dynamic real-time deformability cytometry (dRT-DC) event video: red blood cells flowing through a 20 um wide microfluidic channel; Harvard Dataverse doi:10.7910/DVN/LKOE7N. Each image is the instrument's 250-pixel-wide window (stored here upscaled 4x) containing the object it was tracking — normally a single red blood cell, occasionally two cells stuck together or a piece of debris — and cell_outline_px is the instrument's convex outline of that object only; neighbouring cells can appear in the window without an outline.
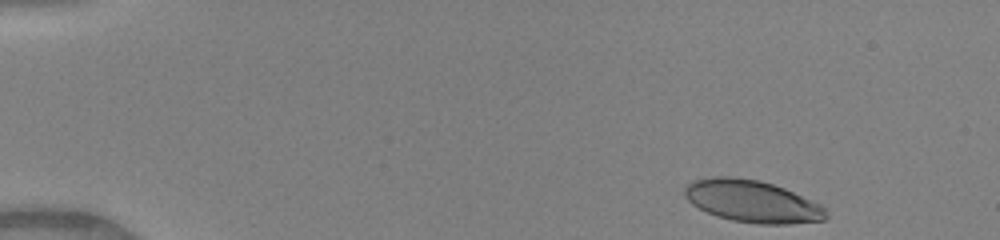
{"species": "human", "species_latin": "Homo sapiens", "temperature_condition": "warm", "stored_images_in_passage": 32, "camera_frame_rate_fps": 3000, "um_per_image_px": 0.085, "donor": {"sex": "female"}, "frame": {"image": 1, "passage_image": 1, "time_ms": 0.0, "image_size_px": [1000, 240], "cell_outline_px": [[828, 216], [824, 220], [788, 224], [756, 224], [732, 220], [716, 216], [692, 204], [684, 196], [684, 188], [688, 184], [696, 180], [712, 176], [728, 176], [760, 180], [784, 188], [820, 204], [828, 212]], "centroid_in_image_um": [63.93, 17.11], "position_along_channel_um": 21.1, "area_um2": 34.62}}
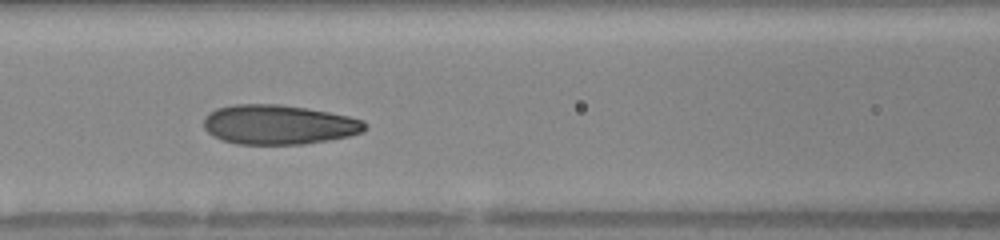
{"frame": {"image": 2, "passage_image": 18, "time_ms": 5.667, "image_size_px": [1000, 240], "cell_outline_px": [[368, 128], [364, 132], [348, 136], [328, 140], [304, 144], [236, 144], [212, 136], [204, 128], [204, 116], [208, 112], [216, 108], [236, 104], [280, 104], [328, 112], [348, 116], [364, 120], [368, 124]], "centroid_in_image_um": [23.69, 10.59], "position_along_channel_um": 142.9, "area_um2": 37.34}}
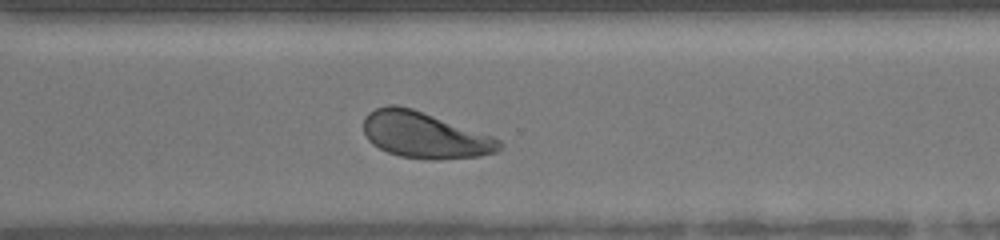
{"frame": {"image": 3, "passage_image": 32, "time_ms": 10.333, "image_size_px": [1000, 240], "cell_outline_px": [[500, 148], [496, 152], [480, 156], [400, 156], [388, 152], [372, 144], [368, 140], [364, 132], [364, 116], [368, 112], [376, 108], [388, 104], [396, 104], [412, 108], [492, 136], [500, 140]], "centroid_in_image_um": [36.01, 11.41], "position_along_channel_um": 334.6, "area_um2": 35.2}}